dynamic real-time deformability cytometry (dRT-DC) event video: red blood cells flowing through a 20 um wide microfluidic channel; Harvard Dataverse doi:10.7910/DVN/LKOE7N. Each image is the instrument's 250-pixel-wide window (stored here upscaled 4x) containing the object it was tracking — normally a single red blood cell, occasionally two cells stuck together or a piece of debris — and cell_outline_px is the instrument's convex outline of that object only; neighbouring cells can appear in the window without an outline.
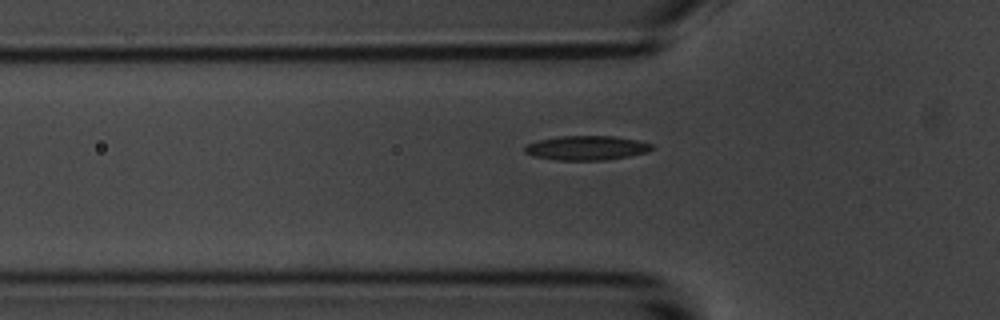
{"species": "common noctule bat (a hibernating species)", "species_latin": "Nyctalus noctula", "temperature_condition": "room temperature", "stored_images_in_passage": 42, "camera_frame_rate_fps": 3000, "um_per_image_px": 0.085, "animal": {"sex": "male", "body_mass_g": 20.1, "forearm_length_mm": 53.5}, "frame": {"image": 1, "passage_image": 4, "time_ms": 1.0, "image_size_px": [1000, 320], "cell_outline_px": [[656, 148], [648, 152], [628, 156], [604, 160], [556, 160], [532, 156], [524, 152], [524, 144], [540, 140], [560, 136], [616, 136], [636, 140], [652, 144]], "centroid_in_image_um": [49.85, 12.57], "position_along_channel_um": 76.0, "area_um2": 18.15}}
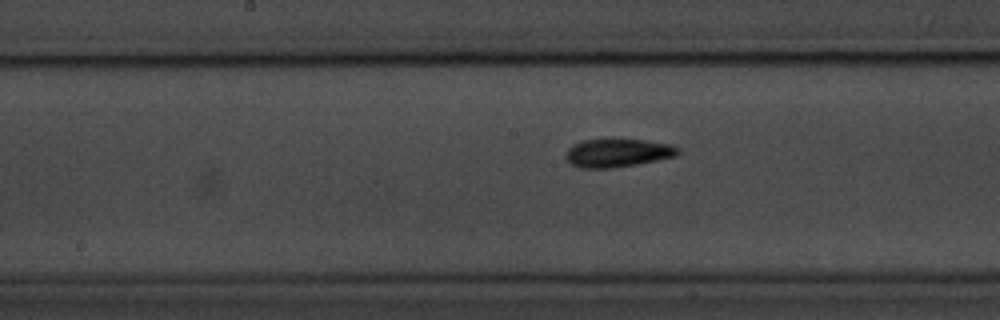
{"frame": {"image": 2, "passage_image": 14, "time_ms": 4.333, "image_size_px": [1000, 320], "cell_outline_px": [[680, 152], [676, 156], [636, 164], [612, 168], [580, 168], [572, 164], [564, 156], [568, 148], [572, 144], [580, 140], [644, 140], [672, 144], [680, 148]], "centroid_in_image_um": [52.49, 13.0], "position_along_channel_um": 195.7, "area_um2": 18.44}}
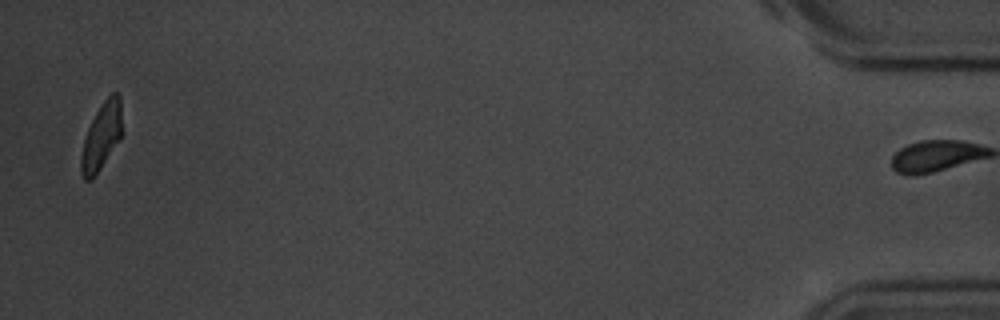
{"frame": {"image": 3, "passage_image": 41, "time_ms": 13.333, "image_size_px": [1000, 320], "cell_outline_px": [[120, 140], [92, 180], [84, 180], [80, 172], [80, 156], [84, 140], [88, 128], [96, 112], [104, 100], [112, 92], [116, 92], [120, 96]], "centroid_in_image_um": [8.59, 11.64], "position_along_channel_um": 426.6, "area_um2": 15.72}, "authors_computed_cell_mechanics": {"area_um2": 17.5134, "velocity_mm_per_s": 3.5659, "shape_relaxation_time_tau1_ms": 6.1158, "shape_relaxation_time_tau2_ms": 4.8101, "deformation_change_tau1": 0.1659, "deformation_change_tau2": 0.1188}}